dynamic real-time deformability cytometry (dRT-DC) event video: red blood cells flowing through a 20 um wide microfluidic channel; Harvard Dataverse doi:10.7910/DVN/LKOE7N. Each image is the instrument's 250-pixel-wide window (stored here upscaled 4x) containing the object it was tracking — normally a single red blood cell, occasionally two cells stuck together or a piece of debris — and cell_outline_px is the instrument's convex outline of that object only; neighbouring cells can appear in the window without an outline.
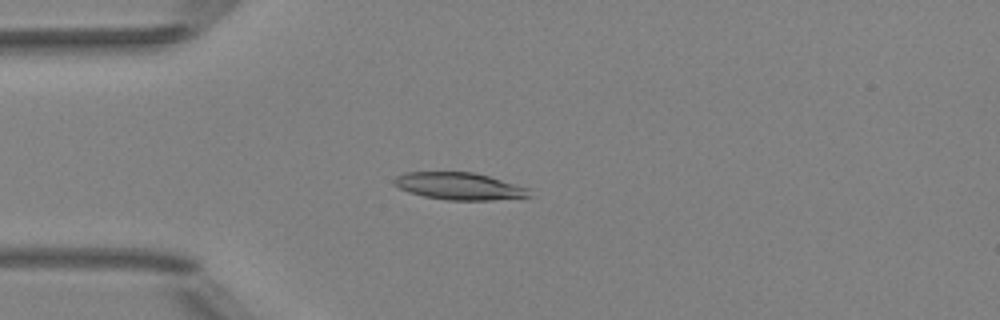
{"species": "Egyptian fruit bat (a non-hibernating species)", "species_latin": "Rousettus aegyptiacus", "temperature_condition": "room temperature", "stored_images_in_passage": 52, "camera_frame_rate_fps": 3000, "um_per_image_px": 0.085, "animal": {"sex": "female"}, "frame": {"image": 1, "passage_image": 14, "time_ms": 4.333, "image_size_px": [1000, 320], "cell_outline_px": [[528, 196], [492, 200], [448, 200], [424, 196], [408, 192], [392, 184], [392, 180], [396, 176], [408, 172], [472, 172], [488, 176], [528, 188]], "centroid_in_image_um": [38.95, 15.82], "position_along_channel_um": 46.1, "area_um2": 21.1}}
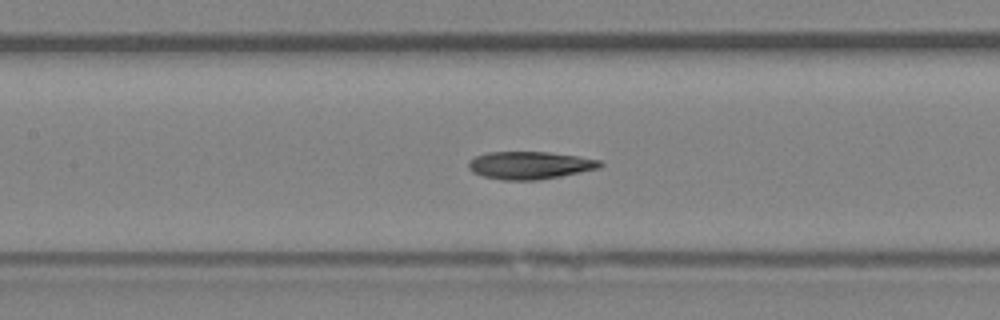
{"frame": {"image": 2, "passage_image": 24, "time_ms": 7.667, "image_size_px": [1000, 320], "cell_outline_px": [[604, 164], [600, 168], [540, 180], [504, 180], [484, 176], [472, 172], [468, 168], [468, 160], [476, 156], [488, 152], [548, 152], [576, 156], [600, 160]], "centroid_in_image_um": [45.02, 14.05], "position_along_channel_um": 162.4, "area_um2": 21.15}}
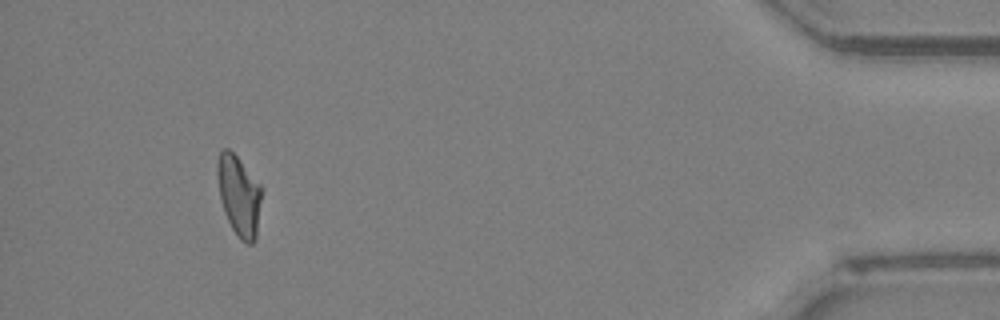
{"frame": {"image": 3, "passage_image": 48, "time_ms": 15.667, "image_size_px": [1000, 320], "cell_outline_px": [[260, 200], [256, 240], [252, 244], [248, 244], [240, 240], [232, 228], [224, 212], [220, 200], [216, 176], [216, 164], [220, 152], [224, 148], [228, 148], [236, 156], [260, 184]], "centroid_in_image_um": [20.27, 16.63], "position_along_channel_um": 414.9, "area_um2": 20.58}, "authors_computed_cell_mechanics": {"area_um2": 21.097, "velocity_mm_per_s": 4.0117, "shape_relaxation_time_tau1_ms": null, "shape_relaxation_time_tau2_ms": 1.4119, "deformation_change_tau1": null, "deformation_change_tau2": 0.083}}